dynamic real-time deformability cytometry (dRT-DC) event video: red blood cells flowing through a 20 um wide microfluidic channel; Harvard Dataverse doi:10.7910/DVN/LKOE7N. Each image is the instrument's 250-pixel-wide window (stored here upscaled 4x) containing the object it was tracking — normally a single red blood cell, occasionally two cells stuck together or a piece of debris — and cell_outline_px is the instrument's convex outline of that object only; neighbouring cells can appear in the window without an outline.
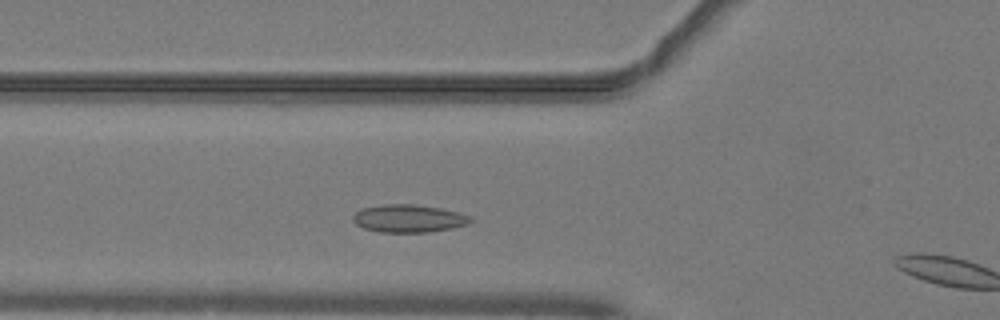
{"species": "common noctule bat (a hibernating species)", "species_latin": "Nyctalus noctula", "temperature_condition": "warm", "stored_images_in_passage": 8, "camera_frame_rate_fps": 3000, "um_per_image_px": 0.085, "animal": {"sex": "male", "body_mass_g": 19.2, "forearm_length_mm": 51.8}, "frame": {"image": 1, "passage_image": 7, "time_ms": 2.0, "image_size_px": [1000, 320], "cell_outline_px": [[476, 220], [468, 224], [452, 228], [428, 232], [380, 232], [364, 228], [356, 224], [352, 220], [352, 216], [356, 212], [364, 208], [384, 204], [412, 204], [440, 208], [472, 216]], "centroid_in_image_um": [34.77, 18.57], "position_along_channel_um": 91.0, "area_um2": 19.02}}